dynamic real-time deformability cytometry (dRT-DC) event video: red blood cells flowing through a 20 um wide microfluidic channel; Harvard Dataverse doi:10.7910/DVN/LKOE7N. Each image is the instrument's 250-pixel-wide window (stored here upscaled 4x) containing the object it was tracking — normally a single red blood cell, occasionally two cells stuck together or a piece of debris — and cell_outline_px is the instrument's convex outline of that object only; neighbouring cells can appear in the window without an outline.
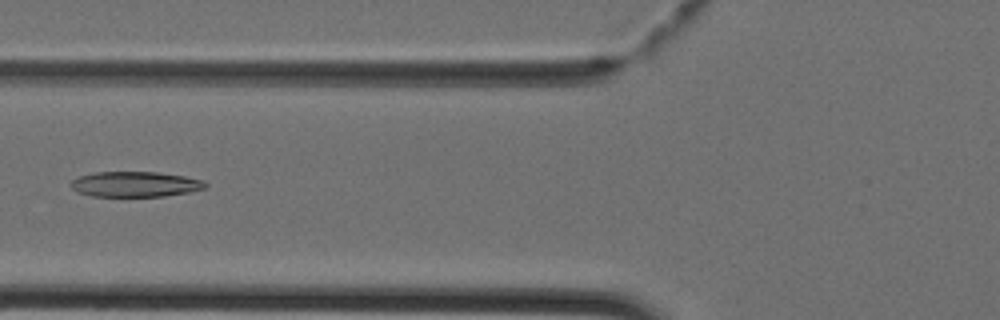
{"species": "Egyptian fruit bat (a non-hibernating species)", "species_latin": "Rousettus aegyptiacus", "temperature_condition": "cold", "stored_images_in_passage": 31, "camera_frame_rate_fps": 3000, "um_per_image_px": 0.085, "animal": {"sex": "female"}, "frame": {"image": 1, "passage_image": 5, "time_ms": 1.333, "image_size_px": [1000, 320], "cell_outline_px": [[208, 188], [188, 192], [164, 196], [92, 196], [76, 192], [72, 188], [72, 180], [80, 176], [96, 172], [156, 172], [184, 176], [204, 180], [208, 184]], "centroid_in_image_um": [11.53, 15.66], "position_along_channel_um": 114.3, "area_um2": 19.83}}
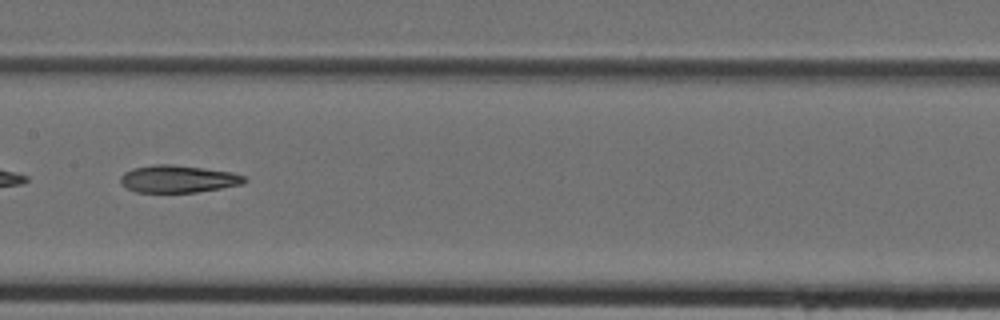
{"frame": {"image": 2, "passage_image": 10, "time_ms": 3.0, "image_size_px": [1000, 320], "cell_outline_px": [[248, 180], [244, 184], [196, 192], [136, 192], [120, 184], [120, 176], [124, 172], [132, 168], [152, 164], [172, 164], [232, 172], [244, 176]], "centroid_in_image_um": [15.12, 15.2], "position_along_channel_um": 192.3, "area_um2": 19.83}}
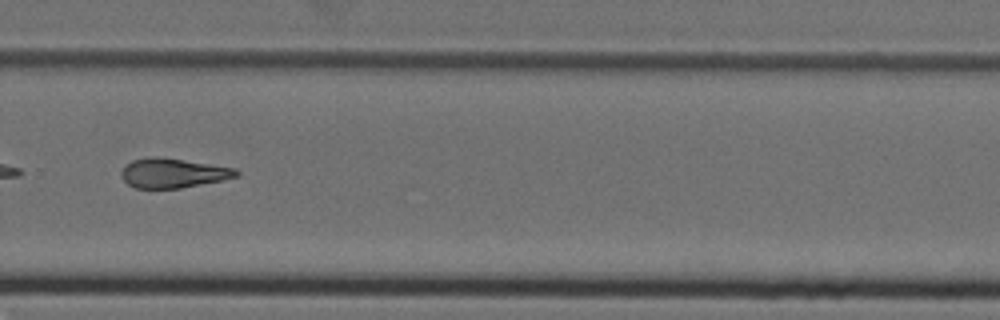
{"frame": {"image": 3, "passage_image": 18, "time_ms": 5.667, "image_size_px": [1000, 320], "cell_outline_px": [[240, 176], [180, 188], [136, 188], [128, 184], [120, 176], [120, 172], [132, 160], [152, 156], [156, 156], [236, 168], [240, 172]], "centroid_in_image_um": [14.7, 14.71], "position_along_channel_um": 315.1, "area_um2": 19.54}}